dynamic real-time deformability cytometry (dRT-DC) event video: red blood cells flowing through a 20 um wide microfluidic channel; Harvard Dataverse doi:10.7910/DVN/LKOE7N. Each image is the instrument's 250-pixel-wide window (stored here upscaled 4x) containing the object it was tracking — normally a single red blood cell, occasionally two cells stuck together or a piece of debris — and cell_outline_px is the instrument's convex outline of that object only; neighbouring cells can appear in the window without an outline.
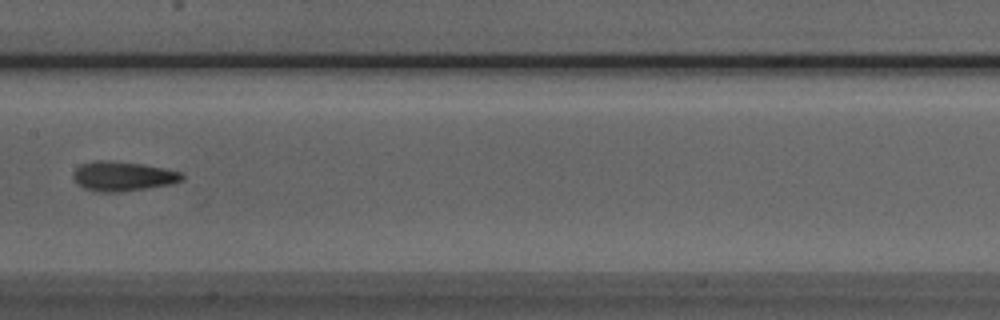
{"species": "Egyptian fruit bat (a non-hibernating species)", "species_latin": "Rousettus aegyptiacus", "temperature_condition": "room temperature", "stored_images_in_passage": 6, "camera_frame_rate_fps": 3000, "um_per_image_px": 0.085, "animal": {"sex": "male"}, "frame": {"image": 1, "passage_image": 6, "time_ms": 6.667, "image_size_px": [1000, 320], "cell_outline_px": [[184, 180], [172, 184], [120, 192], [96, 192], [84, 188], [72, 176], [72, 172], [80, 164], [96, 160], [112, 160], [144, 164], [184, 172]], "centroid_in_image_um": [10.47, 14.97], "position_along_channel_um": 196.9, "area_um2": 19.02}}